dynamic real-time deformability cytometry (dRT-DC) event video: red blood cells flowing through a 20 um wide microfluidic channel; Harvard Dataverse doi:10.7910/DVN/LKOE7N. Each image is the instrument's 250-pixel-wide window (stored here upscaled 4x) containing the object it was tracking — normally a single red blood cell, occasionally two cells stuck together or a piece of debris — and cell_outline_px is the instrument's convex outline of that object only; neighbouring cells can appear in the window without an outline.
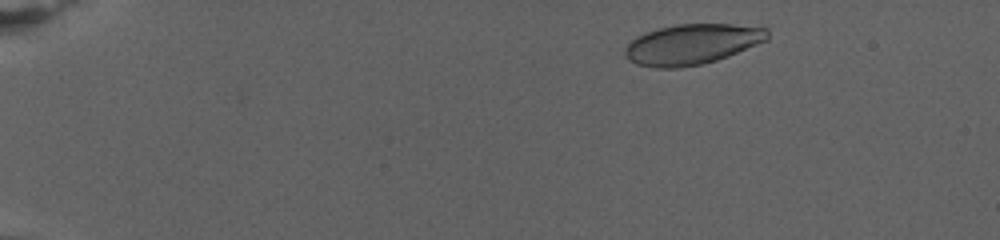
{"species": "human", "species_latin": "Homo sapiens", "temperature_condition": "warm", "stored_images_in_passage": 73, "camera_frame_rate_fps": 3000, "um_per_image_px": 0.085, "donor": {"sex": "female"}, "frame": {"image": 1, "passage_image": 6, "time_ms": 1.667, "image_size_px": [1000, 240], "cell_outline_px": [[768, 40], [728, 56], [704, 64], [680, 68], [656, 68], [636, 64], [628, 60], [624, 56], [624, 48], [636, 36], [660, 28], [676, 24], [732, 24], [768, 28]], "centroid_in_image_um": [58.81, 3.77], "position_along_channel_um": 26.2, "area_um2": 33.64}}
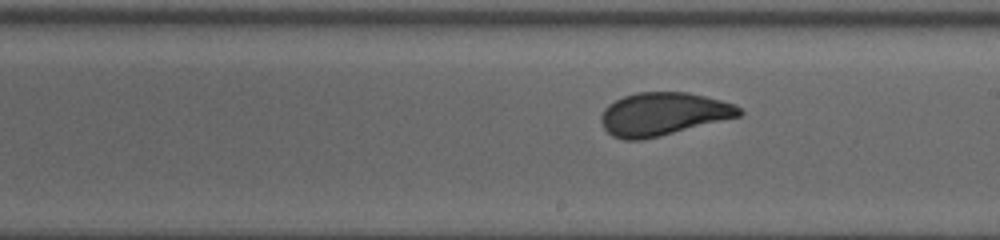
{"frame": {"image": 2, "passage_image": 42, "time_ms": 13.667, "image_size_px": [1000, 240], "cell_outline_px": [[744, 112], [740, 116], [644, 140], [624, 140], [612, 136], [604, 128], [600, 120], [600, 116], [604, 108], [608, 104], [624, 96], [636, 92], [688, 92], [736, 104]], "centroid_in_image_um": [56.35, 9.69], "position_along_channel_um": 232.7, "area_um2": 34.68}}
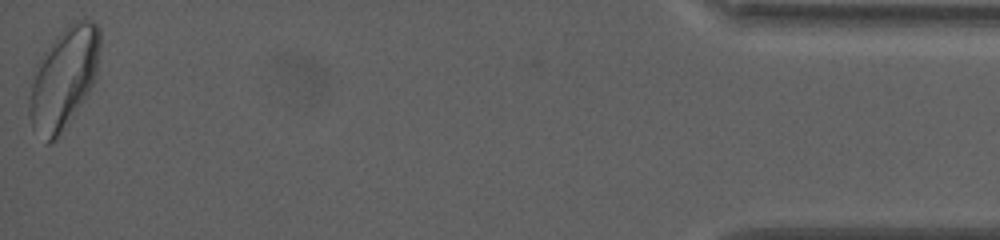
{"frame": {"image": 3, "passage_image": 73, "time_ms": 24.0, "image_size_px": [1000, 240], "cell_outline_px": [[100, 48], [96, 76], [88, 92], [56, 140], [52, 144], [48, 144], [32, 128], [28, 116], [28, 96], [32, 72], [36, 64], [44, 52], [60, 32], [68, 24], [76, 20], [92, 20], [100, 28]], "centroid_in_image_um": [5.38, 6.65], "position_along_channel_um": 429.8, "area_um2": 41.79}, "authors_computed_cell_mechanics": {"area_um2": 34.68, "velocity_mm_per_s": 2.6717, "shape_relaxation_time_tau1_ms": 7.8386, "shape_relaxation_time_tau2_ms": null, "deformation_change_tau1": 0.1909, "deformation_change_tau2": null}}